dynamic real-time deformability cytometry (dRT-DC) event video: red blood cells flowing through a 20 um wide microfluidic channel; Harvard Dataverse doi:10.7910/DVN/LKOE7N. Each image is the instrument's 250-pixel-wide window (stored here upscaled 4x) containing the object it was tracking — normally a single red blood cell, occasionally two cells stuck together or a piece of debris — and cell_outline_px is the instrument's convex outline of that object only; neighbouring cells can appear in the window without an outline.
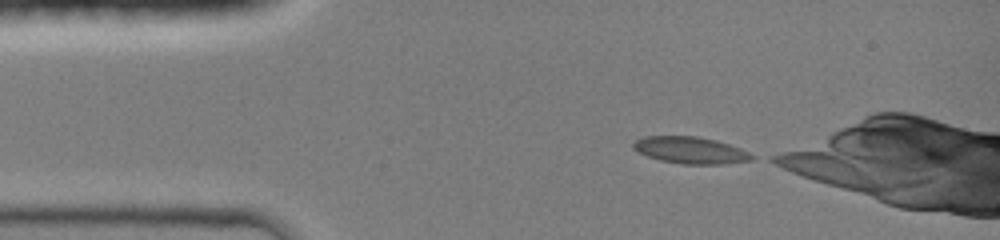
{"species": "common noctule bat (a hibernating species)", "species_latin": "Nyctalus noctula", "temperature_condition": "room temperature", "stored_images_in_passage": 33, "camera_frame_rate_fps": 3000, "um_per_image_px": 0.085, "animal": {"sex": "female", "body_mass_g": 19.0, "forearm_length_mm": 51.5}, "frame": {"image": 1, "passage_image": 1, "time_ms": 0.0, "image_size_px": [1000, 240], "cell_outline_px": [[756, 156], [752, 160], [724, 164], [680, 164], [660, 160], [648, 156], [632, 148], [632, 144], [636, 140], [644, 136], [700, 136], [716, 140], [740, 148]], "centroid_in_image_um": [58.7, 12.77], "position_along_channel_um": 26.3, "area_um2": 18.55}}
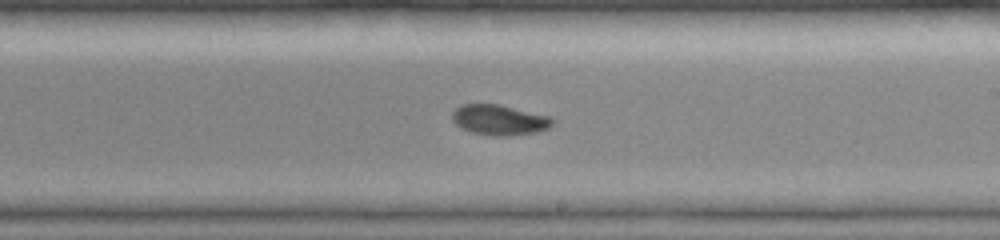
{"frame": {"image": 2, "passage_image": 20, "time_ms": 6.333, "image_size_px": [1000, 240], "cell_outline_px": [[556, 120], [548, 128], [536, 132], [500, 136], [492, 136], [472, 132], [460, 128], [452, 120], [452, 112], [460, 104], [496, 104], [552, 116]], "centroid_in_image_um": [42.44, 10.19], "position_along_channel_um": 246.6, "area_um2": 17.74}}
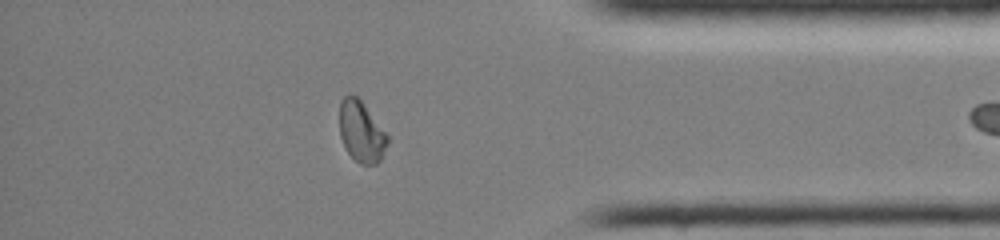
{"frame": {"image": 3, "passage_image": 32, "time_ms": 10.333, "image_size_px": [1000, 240], "cell_outline_px": [[388, 144], [380, 160], [376, 164], [360, 164], [348, 152], [340, 136], [340, 100], [348, 92], [356, 96], [364, 104], [388, 136]], "centroid_in_image_um": [30.7, 11.17], "position_along_channel_um": 404.5, "area_um2": 16.88}}